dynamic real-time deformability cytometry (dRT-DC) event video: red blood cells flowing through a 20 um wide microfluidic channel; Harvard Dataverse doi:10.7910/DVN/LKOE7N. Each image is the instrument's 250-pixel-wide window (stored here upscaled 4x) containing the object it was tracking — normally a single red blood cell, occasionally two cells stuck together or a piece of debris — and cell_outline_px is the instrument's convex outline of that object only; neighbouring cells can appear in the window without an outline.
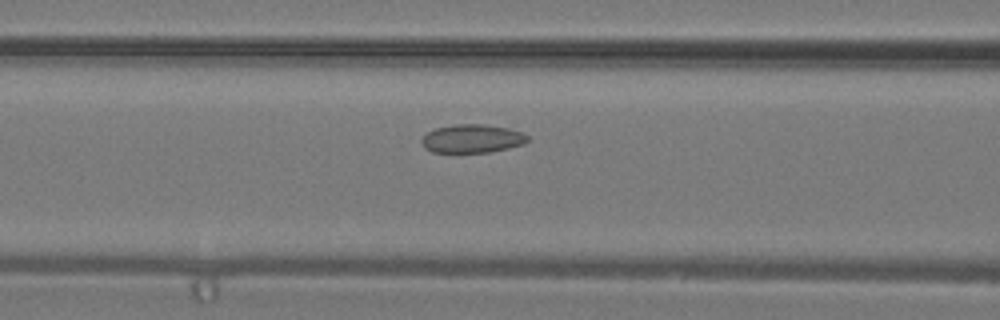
{"species": "common noctule bat (a hibernating species)", "species_latin": "Nyctalus noctula", "temperature_condition": "warm", "stored_images_in_passage": 26, "camera_frame_rate_fps": 3000, "um_per_image_px": 0.085, "animal": {"sex": "male", "body_mass_g": 19.2, "forearm_length_mm": 51.8}, "frame": {"image": 1, "passage_image": 4, "time_ms": 1.0, "image_size_px": [1000, 320], "cell_outline_px": [[528, 140], [524, 144], [492, 152], [432, 152], [424, 148], [420, 140], [428, 132], [436, 128], [452, 124], [484, 124], [508, 128], [520, 132], [528, 136]], "centroid_in_image_um": [40.12, 11.78], "position_along_channel_um": 126.5, "area_um2": 17.57}}
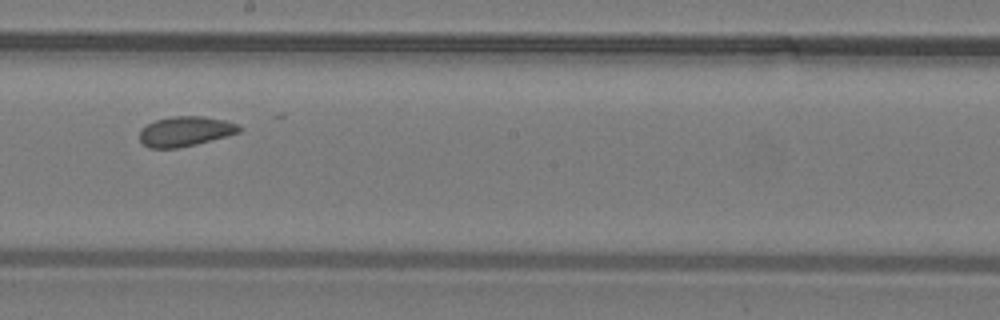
{"frame": {"image": 2, "passage_image": 10, "time_ms": 3.0, "image_size_px": [1000, 320], "cell_outline_px": [[244, 128], [240, 132], [196, 144], [176, 148], [148, 148], [140, 140], [140, 128], [156, 120], [172, 116], [204, 116], [224, 120], [240, 124]], "centroid_in_image_um": [15.77, 11.15], "position_along_channel_um": 232.4, "area_um2": 17.4}}
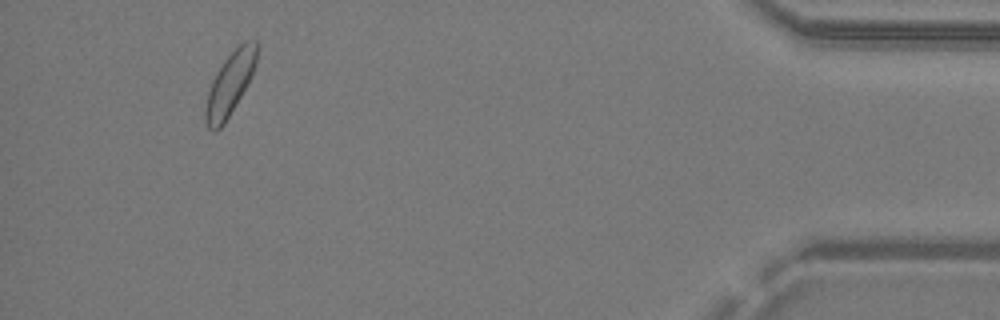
{"frame": {"image": 3, "passage_image": 24, "time_ms": 7.667, "image_size_px": [1000, 320], "cell_outline_px": [[256, 64], [252, 76], [248, 84], [224, 124], [216, 132], [212, 132], [208, 128], [204, 120], [204, 108], [208, 92], [212, 80], [216, 72], [224, 60], [244, 40], [256, 40]], "centroid_in_image_um": [19.52, 7.18], "position_along_channel_um": 415.7, "area_um2": 18.84}}